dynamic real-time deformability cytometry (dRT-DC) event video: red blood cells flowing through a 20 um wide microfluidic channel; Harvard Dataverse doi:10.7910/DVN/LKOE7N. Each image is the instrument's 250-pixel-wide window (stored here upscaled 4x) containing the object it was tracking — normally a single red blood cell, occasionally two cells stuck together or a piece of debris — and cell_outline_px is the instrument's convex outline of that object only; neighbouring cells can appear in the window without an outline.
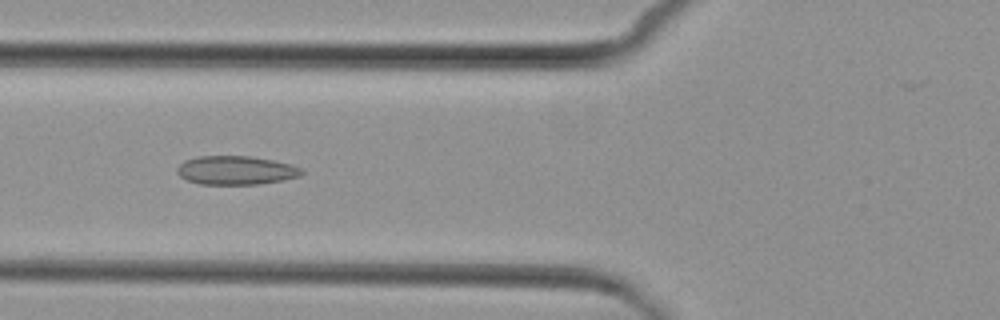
{"species": "common noctule bat (a hibernating species)", "species_latin": "Nyctalus noctula", "temperature_condition": "cold", "stored_images_in_passage": 4, "camera_frame_rate_fps": 3000, "um_per_image_px": 0.085, "animal": {"sex": "female", "body_mass_g": 29.2, "forearm_length_mm": 56.3}, "frame": {"image": 1, "passage_image": 2, "time_ms": 1.0, "image_size_px": [1000, 320], "cell_outline_px": [[304, 172], [300, 176], [284, 180], [260, 184], [200, 184], [188, 180], [180, 176], [176, 172], [176, 168], [184, 160], [196, 156], [248, 156], [272, 160], [292, 164], [304, 168]], "centroid_in_image_um": [20.07, 14.47], "position_along_channel_um": 105.7, "area_um2": 21.04}}
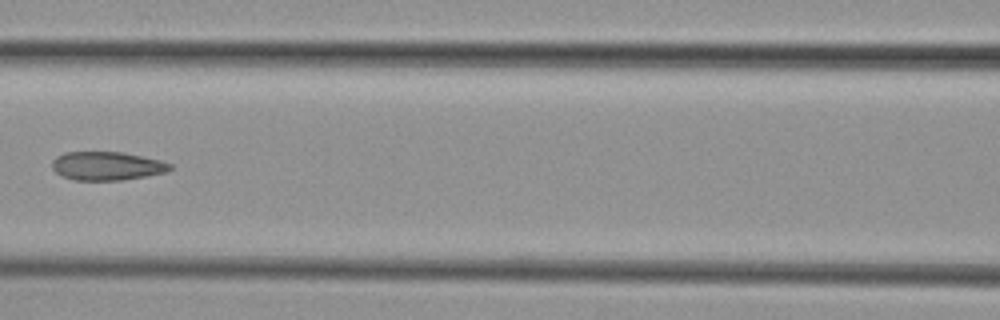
{"frame": {"image": 2, "passage_image": 3, "time_ms": 2.333, "image_size_px": [1000, 320], "cell_outline_px": [[172, 168], [168, 172], [120, 180], [72, 180], [60, 176], [52, 168], [52, 160], [56, 156], [64, 152], [124, 152], [160, 160], [172, 164]], "centroid_in_image_um": [9.06, 14.1], "position_along_channel_um": 157.5, "area_um2": 19.77}}